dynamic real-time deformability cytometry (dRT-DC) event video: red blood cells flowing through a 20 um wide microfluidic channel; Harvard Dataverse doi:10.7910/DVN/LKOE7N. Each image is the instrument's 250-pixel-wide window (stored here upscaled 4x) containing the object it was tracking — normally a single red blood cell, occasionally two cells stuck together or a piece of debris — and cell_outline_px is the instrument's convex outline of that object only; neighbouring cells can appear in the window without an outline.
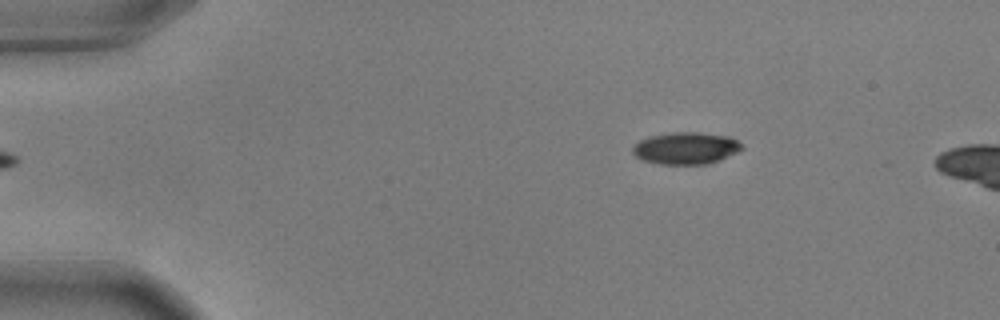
{"species": "common noctule bat (a hibernating species)", "species_latin": "Nyctalus noctula", "temperature_condition": "warm", "stored_images_in_passage": 9, "camera_frame_rate_fps": 3000, "um_per_image_px": 0.085, "animal": {"sex": "male", "body_mass_g": 17.9, "forearm_length_mm": 54.2}, "frame": {"image": 1, "passage_image": 1, "time_ms": 0.0, "image_size_px": [1000, 320], "cell_outline_px": [[744, 148], [736, 152], [716, 160], [704, 164], [660, 164], [640, 160], [632, 152], [632, 148], [640, 140], [652, 136], [672, 132], [696, 132], [728, 136], [736, 140]], "centroid_in_image_um": [58.25, 12.59], "position_along_channel_um": 26.8, "area_um2": 20.0}}